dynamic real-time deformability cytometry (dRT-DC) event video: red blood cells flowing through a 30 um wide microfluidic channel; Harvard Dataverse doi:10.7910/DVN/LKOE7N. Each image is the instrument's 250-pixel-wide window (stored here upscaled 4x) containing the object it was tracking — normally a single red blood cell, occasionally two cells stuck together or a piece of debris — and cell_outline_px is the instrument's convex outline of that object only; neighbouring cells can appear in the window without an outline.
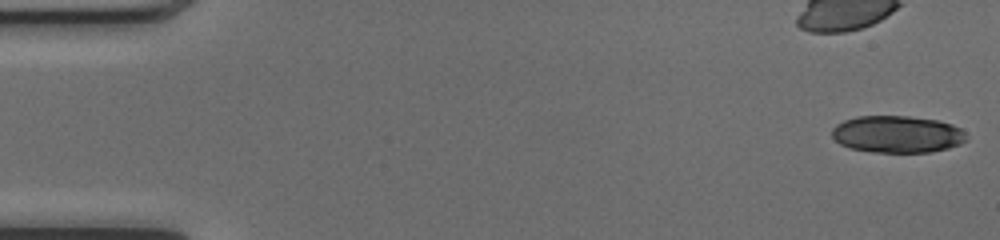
{"species": "common noctule bat (a hibernating species)", "species_latin": "Nyctalus noctula", "temperature_condition": "cold", "stored_images_in_passage": 15, "camera_frame_rate_fps": 3000, "um_per_image_px": 0.085, "animal": {"sex": "female", "body_mass_g": 17.0, "forearm_length_mm": 48.0}, "frame": {"image": 1, "passage_image": 1, "time_ms": 0.0, "image_size_px": [1000, 240], "cell_outline_px": [[968, 140], [960, 144], [948, 148], [932, 152], [872, 152], [852, 148], [840, 144], [832, 136], [832, 128], [836, 124], [844, 120], [856, 116], [908, 116], [936, 120], [952, 124], [960, 128], [968, 136]], "centroid_in_image_um": [76.28, 11.41], "position_along_channel_um": 8.7, "area_um2": 29.13}}